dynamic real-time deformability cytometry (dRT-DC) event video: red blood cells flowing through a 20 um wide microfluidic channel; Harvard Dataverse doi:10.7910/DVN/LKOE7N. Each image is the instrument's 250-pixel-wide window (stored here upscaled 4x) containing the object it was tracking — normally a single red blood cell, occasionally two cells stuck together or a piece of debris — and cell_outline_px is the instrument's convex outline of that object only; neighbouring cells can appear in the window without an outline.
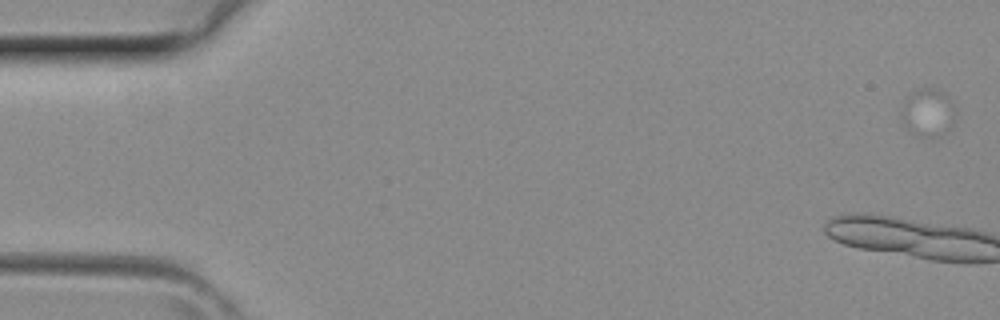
{"species": "common noctule bat (a hibernating species)", "species_latin": "Nyctalus noctula", "temperature_condition": "room temperature", "stored_images_in_passage": 5, "camera_frame_rate_fps": 3000, "um_per_image_px": 0.085, "animal": {"sex": "female", "body_mass_g": 29.2, "forearm_length_mm": 56.3}, "frame": {"image": 1, "passage_image": 1, "time_ms": 0.0, "image_size_px": [1000, 320], "cell_outline_px": [[956, 120], [940, 136], [932, 140], [916, 136], [900, 120], [900, 108], [904, 100], [912, 92], [920, 88], [932, 88], [944, 92], [956, 108]], "centroid_in_image_um": [78.87, 9.6], "position_along_channel_um": 6.1, "area_um2": 15.66}}